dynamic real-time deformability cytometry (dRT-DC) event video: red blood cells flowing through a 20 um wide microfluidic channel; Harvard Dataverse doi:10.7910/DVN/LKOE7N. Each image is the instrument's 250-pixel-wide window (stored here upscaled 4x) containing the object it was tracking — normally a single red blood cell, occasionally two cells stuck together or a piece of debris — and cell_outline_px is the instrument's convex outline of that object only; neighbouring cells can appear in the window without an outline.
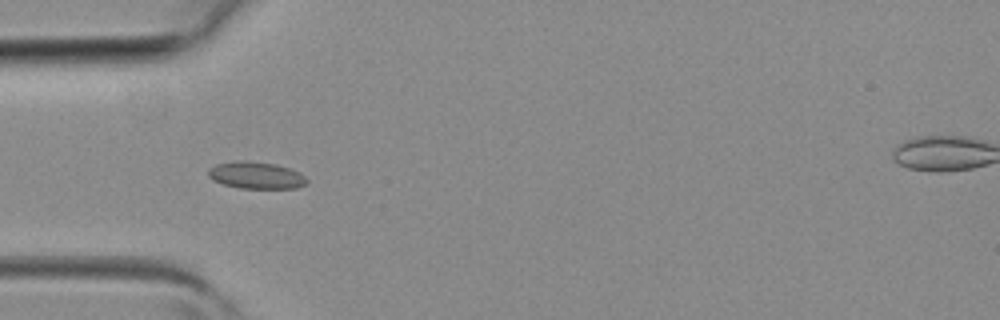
{"species": "common noctule bat (a hibernating species)", "species_latin": "Nyctalus noctula", "temperature_condition": "room temperature", "stored_images_in_passage": 4, "camera_frame_rate_fps": 3000, "um_per_image_px": 0.085, "animal": {"sex": "female", "body_mass_g": 19.3, "forearm_length_mm": 54.1}, "frame": {"image": 1, "passage_image": 4, "time_ms": 1.0, "image_size_px": [1000, 320], "cell_outline_px": [[308, 180], [304, 184], [296, 188], [240, 188], [224, 184], [212, 180], [208, 176], [208, 168], [216, 164], [236, 160], [244, 160], [276, 164], [300, 172]], "centroid_in_image_um": [21.73, 14.89], "position_along_channel_um": 63.3, "area_um2": 15.49}}